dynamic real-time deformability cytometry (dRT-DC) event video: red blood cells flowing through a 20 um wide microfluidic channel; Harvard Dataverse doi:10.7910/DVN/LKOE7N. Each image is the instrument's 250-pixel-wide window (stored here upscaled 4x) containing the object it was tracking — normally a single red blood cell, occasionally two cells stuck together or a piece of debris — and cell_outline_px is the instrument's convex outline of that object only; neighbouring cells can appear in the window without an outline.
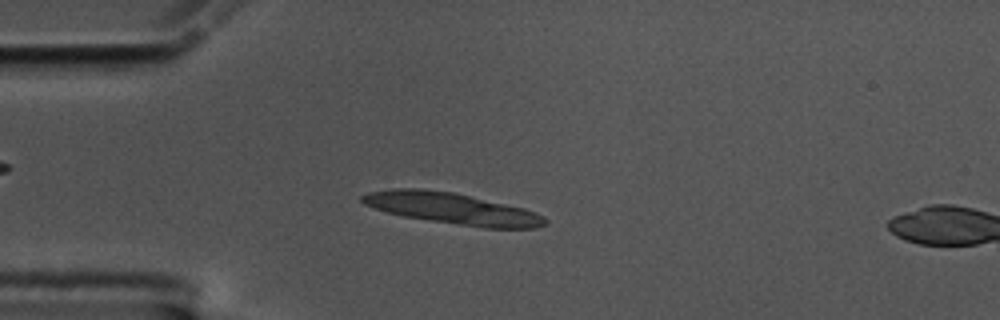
{"species": "common noctule bat (a hibernating species)", "species_latin": "Nyctalus noctula", "temperature_condition": "cold", "stored_images_in_passage": 16, "camera_frame_rate_fps": 3000, "um_per_image_px": 0.085, "animal": {"sex": "male", "body_mass_g": 17.5, "forearm_length_mm": 52.3}, "frame": {"image": 1, "passage_image": 14, "time_ms": 4.333, "image_size_px": [1000, 320], "cell_outline_px": [[548, 224], [536, 228], [484, 228], [428, 220], [404, 216], [388, 212], [364, 204], [360, 200], [360, 196], [368, 192], [392, 188], [420, 188], [452, 192], [524, 208], [536, 212], [544, 216], [548, 220]], "centroid_in_image_um": [38.46, 17.72], "position_along_channel_um": 46.5, "area_um2": 33.29}}